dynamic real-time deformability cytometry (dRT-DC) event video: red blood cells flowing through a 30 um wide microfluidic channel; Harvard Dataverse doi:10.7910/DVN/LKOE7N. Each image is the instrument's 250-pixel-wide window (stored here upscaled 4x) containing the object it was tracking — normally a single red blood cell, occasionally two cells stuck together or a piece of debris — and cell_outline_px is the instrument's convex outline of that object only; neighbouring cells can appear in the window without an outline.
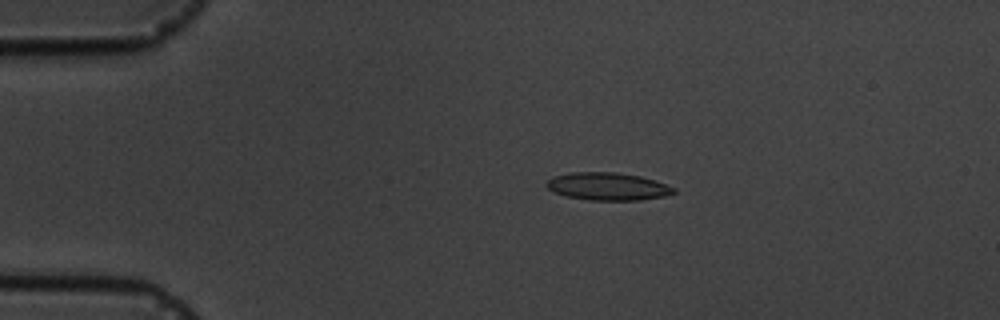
{"species": "common noctule bat (a hibernating species)", "species_latin": "Nyctalus noctula", "temperature_condition": "cold", "stored_images_in_passage": 6, "camera_frame_rate_fps": 3000, "um_per_image_px": 0.085, "animal": {"sex": "male", "body_mass_g": 19.5, "forearm_length_mm": 54.6}, "frame": {"image": 1, "passage_image": 2, "time_ms": 1.333, "image_size_px": [1000, 320], "cell_outline_px": [[676, 192], [664, 196], [640, 200], [592, 200], [564, 196], [548, 188], [544, 184], [552, 176], [572, 172], [616, 172], [640, 176], [676, 188]], "centroid_in_image_um": [51.63, 15.84], "position_along_channel_um": 33.4, "area_um2": 20.4}}
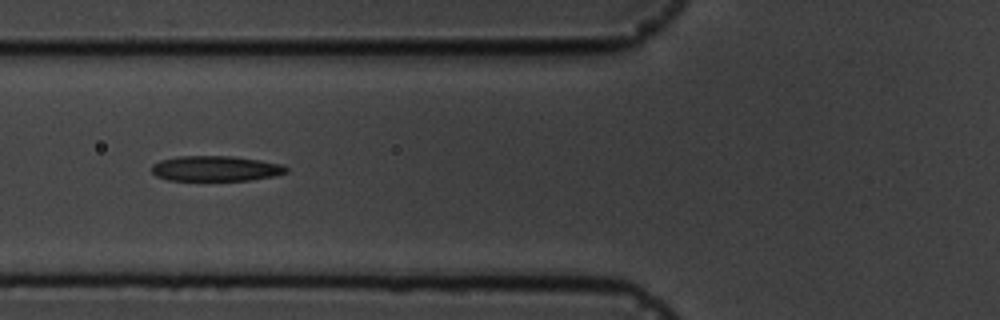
{"frame": {"image": 2, "passage_image": 5, "time_ms": 4.667, "image_size_px": [1000, 320], "cell_outline_px": [[288, 172], [276, 176], [248, 180], [168, 180], [156, 176], [152, 172], [152, 164], [160, 160], [176, 156], [232, 156], [260, 160], [284, 164], [288, 168]], "centroid_in_image_um": [18.35, 14.32], "position_along_channel_um": 107.4, "area_um2": 20.0}}
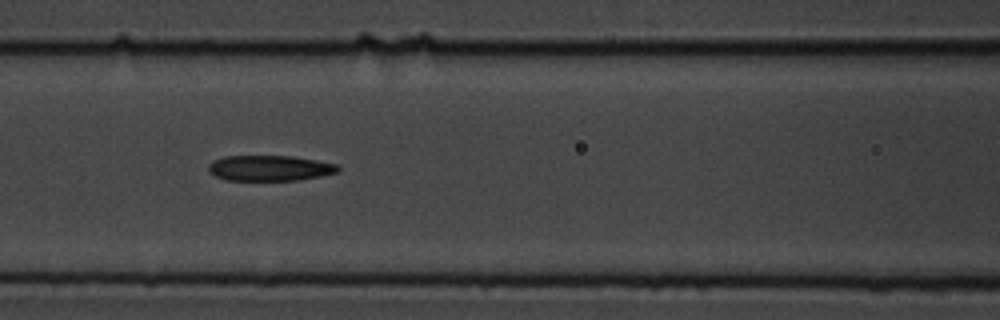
{"frame": {"image": 3, "passage_image": 6, "time_ms": 5.667, "image_size_px": [1000, 320], "cell_outline_px": [[340, 168], [336, 172], [320, 176], [300, 180], [224, 180], [208, 172], [208, 164], [212, 160], [224, 156], [292, 156], [316, 160], [336, 164]], "centroid_in_image_um": [22.87, 14.29], "position_along_channel_um": 143.7, "area_um2": 19.31}}